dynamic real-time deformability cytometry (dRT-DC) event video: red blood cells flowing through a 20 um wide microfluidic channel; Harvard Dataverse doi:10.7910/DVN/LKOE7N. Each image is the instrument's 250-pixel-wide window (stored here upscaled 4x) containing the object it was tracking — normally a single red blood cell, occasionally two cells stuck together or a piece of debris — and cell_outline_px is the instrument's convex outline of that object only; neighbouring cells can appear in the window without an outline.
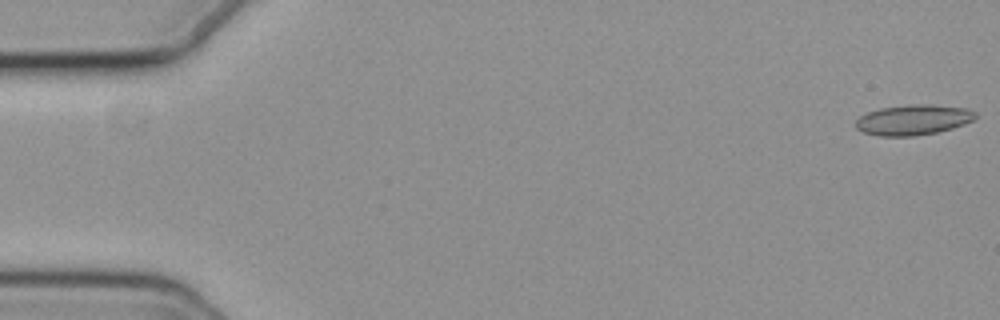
{"species": "common noctule bat (a hibernating species)", "species_latin": "Nyctalus noctula", "temperature_condition": "cold", "stored_images_in_passage": 49, "camera_frame_rate_fps": 3000, "um_per_image_px": 0.085, "animal": {"sex": "female", "body_mass_g": 19.3, "forearm_length_mm": 54.1}, "frame": {"image": 1, "passage_image": 1, "time_ms": 0.0, "image_size_px": [1000, 320], "cell_outline_px": [[976, 116], [972, 120], [964, 124], [952, 128], [936, 132], [916, 136], [880, 136], [864, 132], [856, 128], [856, 120], [860, 116], [868, 112], [880, 108], [912, 104], [924, 104], [968, 108], [976, 112]], "centroid_in_image_um": [77.62, 10.18], "position_along_channel_um": 7.4, "area_um2": 21.04}}
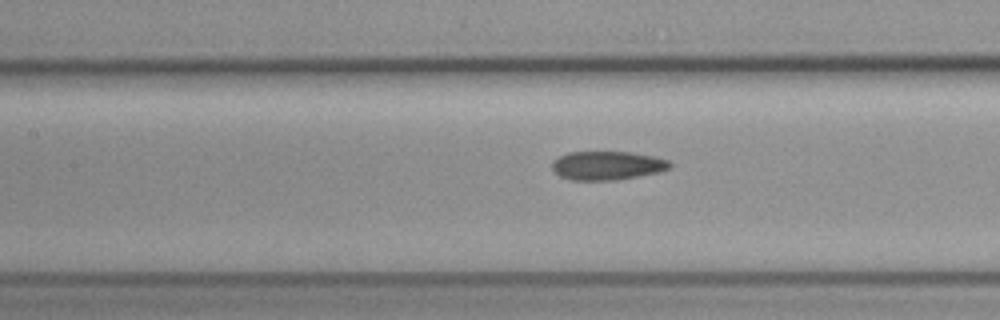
{"frame": {"image": 2, "passage_image": 25, "time_ms": 8.0, "image_size_px": [1000, 320], "cell_outline_px": [[672, 164], [668, 168], [660, 172], [616, 180], [568, 180], [560, 176], [552, 168], [552, 160], [568, 152], [632, 152], [656, 156], [668, 160]], "centroid_in_image_um": [51.61, 14.07], "position_along_channel_um": 155.8, "area_um2": 19.83}}
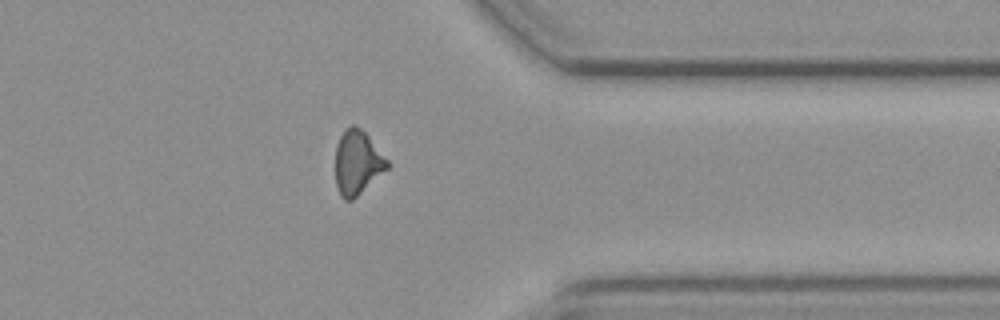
{"frame": {"image": 3, "passage_image": 44, "time_ms": 14.333, "image_size_px": [1000, 320], "cell_outline_px": [[388, 168], [352, 200], [344, 200], [340, 196], [336, 184], [336, 144], [344, 128], [352, 124], [360, 128], [368, 136], [388, 160]], "centroid_in_image_um": [30.35, 13.8], "position_along_channel_um": 381.0, "area_um2": 19.19}, "authors_computed_cell_mechanics": {"area_um2": 19.8832, "velocity_mm_per_s": 3.7224, "shape_relaxation_time_tau1_ms": null, "shape_relaxation_time_tau2_ms": 5.8431, "deformation_change_tau1": null, "deformation_change_tau2": 0.1315}}